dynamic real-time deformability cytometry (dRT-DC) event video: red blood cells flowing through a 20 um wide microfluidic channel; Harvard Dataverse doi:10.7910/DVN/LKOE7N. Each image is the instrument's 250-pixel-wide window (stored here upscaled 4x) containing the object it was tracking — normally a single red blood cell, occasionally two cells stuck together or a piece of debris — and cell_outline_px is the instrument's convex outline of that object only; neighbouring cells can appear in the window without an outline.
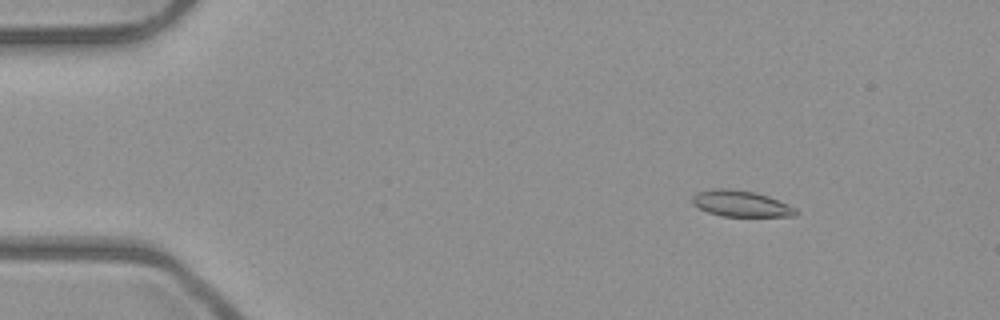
{"species": "common noctule bat (a hibernating species)", "species_latin": "Nyctalus noctula", "temperature_condition": "room temperature", "stored_images_in_passage": 52, "camera_frame_rate_fps": 3000, "um_per_image_px": 0.085, "animal": {"sex": "male", "body_mass_g": 23.1, "forearm_length_mm": 52.7}, "frame": {"image": 1, "passage_image": 7, "time_ms": 2.0, "image_size_px": [1000, 320], "cell_outline_px": [[800, 212], [796, 216], [720, 216], [708, 212], [692, 204], [692, 196], [696, 192], [712, 188], [728, 188], [756, 192], [768, 196], [788, 204], [796, 208]], "centroid_in_image_um": [62.98, 17.3], "position_along_channel_um": 22.0, "area_um2": 15.95}}
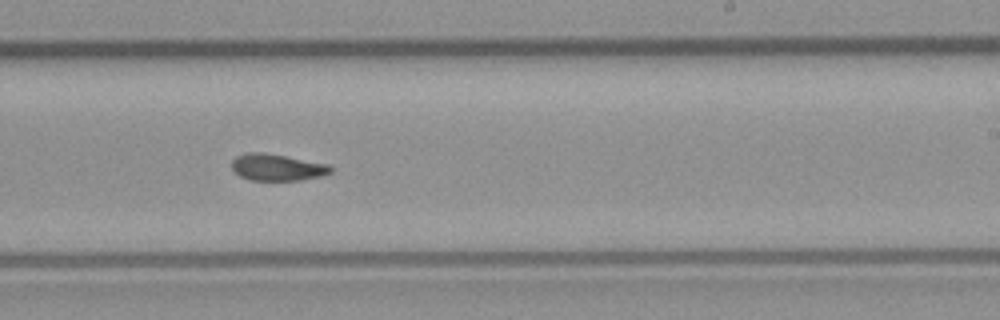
{"frame": {"image": 2, "passage_image": 32, "time_ms": 10.333, "image_size_px": [1000, 320], "cell_outline_px": [[332, 172], [324, 176], [300, 180], [252, 180], [240, 176], [232, 168], [232, 160], [236, 156], [248, 152], [264, 152], [328, 164], [332, 168]], "centroid_in_image_um": [23.57, 14.22], "position_along_channel_um": 265.4, "area_um2": 15.37}}
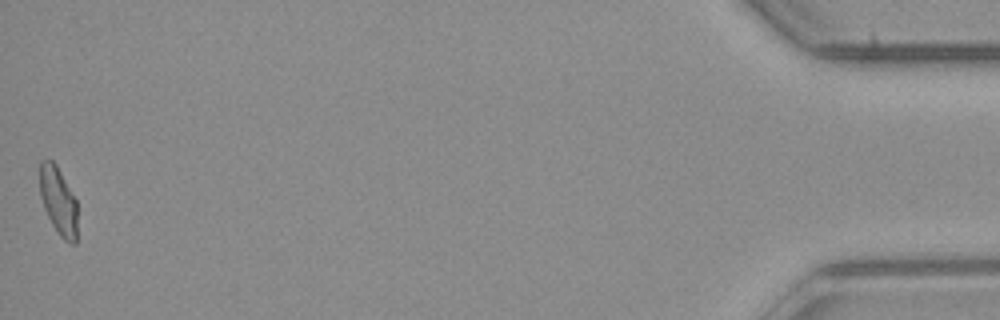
{"frame": {"image": 3, "passage_image": 52, "time_ms": 17.0, "image_size_px": [1000, 320], "cell_outline_px": [[76, 244], [68, 244], [56, 232], [44, 208], [40, 196], [40, 160], [52, 160], [56, 164], [76, 200]], "centroid_in_image_um": [4.95, 17.1], "position_along_channel_um": 430.3, "area_um2": 14.8}, "authors_computed_cell_mechanics": {"area_um2": 15.6638, "velocity_mm_per_s": 3.9844, "shape_relaxation_time_tau1_ms": null, "shape_relaxation_time_tau2_ms": 2.5986, "deformation_change_tau1": null, "deformation_change_tau2": 0.0705}}